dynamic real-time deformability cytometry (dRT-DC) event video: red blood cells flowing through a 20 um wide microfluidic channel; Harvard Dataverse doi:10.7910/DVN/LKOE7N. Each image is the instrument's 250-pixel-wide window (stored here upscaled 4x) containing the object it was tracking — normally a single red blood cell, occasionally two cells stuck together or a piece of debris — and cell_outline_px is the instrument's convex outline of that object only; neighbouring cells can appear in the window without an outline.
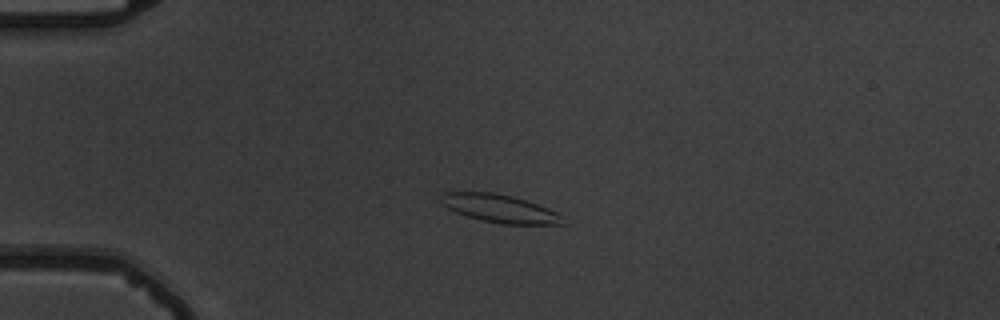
{"species": "common noctule bat (a hibernating species)", "species_latin": "Nyctalus noctula", "temperature_condition": "warm", "stored_images_in_passage": 4, "camera_frame_rate_fps": 3000, "um_per_image_px": 0.085, "animal": {"sex": "male", "body_mass_g": 19.5, "forearm_length_mm": 54.6}, "frame": {"image": 1, "passage_image": 3, "time_ms": 3.0, "image_size_px": [1000, 320], "cell_outline_px": [[568, 224], [504, 224], [484, 220], [468, 216], [456, 212], [448, 208], [440, 200], [440, 192], [492, 192], [512, 196], [548, 208], [556, 212]], "centroid_in_image_um": [42.46, 17.72], "position_along_channel_um": 42.5, "area_um2": 19.59}}